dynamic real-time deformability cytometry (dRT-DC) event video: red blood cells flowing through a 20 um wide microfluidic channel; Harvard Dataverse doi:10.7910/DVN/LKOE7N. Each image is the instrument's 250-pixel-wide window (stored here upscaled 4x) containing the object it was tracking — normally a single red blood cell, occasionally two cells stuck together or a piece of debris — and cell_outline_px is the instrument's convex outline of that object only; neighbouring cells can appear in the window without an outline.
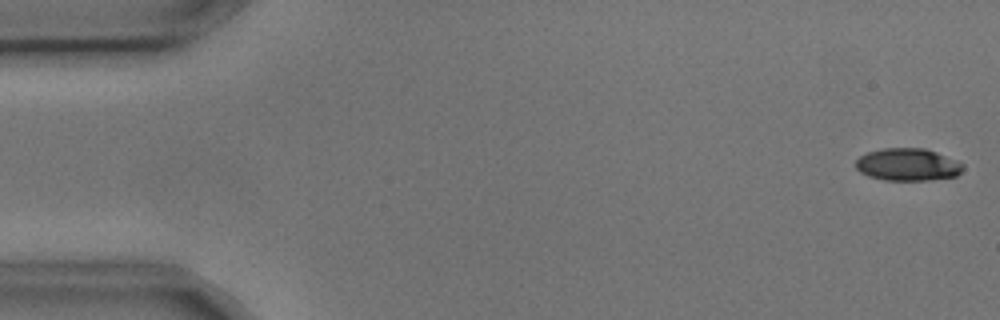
{"species": "common noctule bat (a hibernating species)", "species_latin": "Nyctalus noctula", "temperature_condition": "cold", "stored_images_in_passage": 4, "camera_frame_rate_fps": 3000, "um_per_image_px": 0.085, "animal": {"sex": "male", "body_mass_g": 17.9, "forearm_length_mm": 54.2}, "frame": {"image": 1, "passage_image": 1, "time_ms": 0.0, "image_size_px": [1000, 320], "cell_outline_px": [[964, 168], [956, 176], [928, 180], [884, 180], [868, 176], [860, 172], [856, 168], [856, 160], [860, 156], [868, 152], [884, 148], [924, 148], [936, 152], [964, 164]], "centroid_in_image_um": [77.14, 13.99], "position_along_channel_um": 7.9, "area_um2": 20.17}}
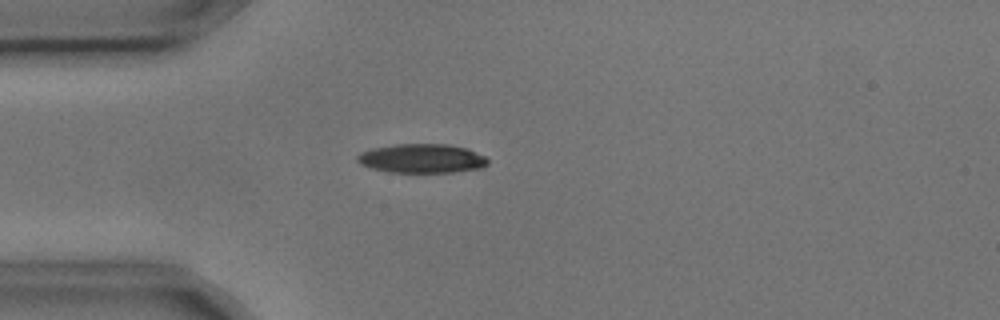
{"frame": {"image": 2, "passage_image": 4, "time_ms": 1.0, "image_size_px": [1000, 320], "cell_outline_px": [[488, 164], [480, 168], [452, 172], [388, 172], [372, 168], [360, 164], [356, 160], [356, 156], [360, 152], [372, 148], [396, 144], [448, 144], [468, 148], [484, 156], [488, 160]], "centroid_in_image_um": [35.84, 13.46], "position_along_channel_um": 49.2, "area_um2": 22.14}}